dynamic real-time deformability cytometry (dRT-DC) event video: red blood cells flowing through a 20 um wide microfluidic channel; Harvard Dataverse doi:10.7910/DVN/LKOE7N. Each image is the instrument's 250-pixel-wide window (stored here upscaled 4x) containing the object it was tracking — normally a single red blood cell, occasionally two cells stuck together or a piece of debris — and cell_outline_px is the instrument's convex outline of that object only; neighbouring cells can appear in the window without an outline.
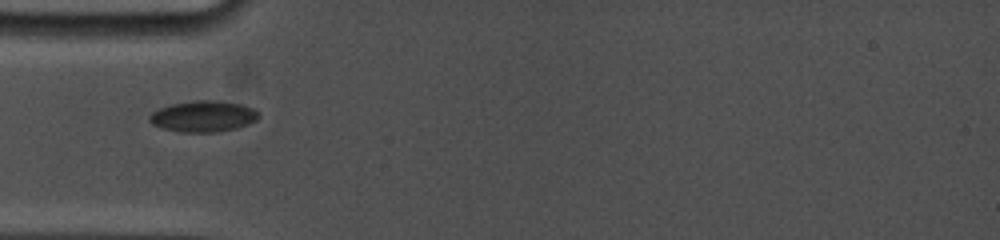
{"species": "common noctule bat (a hibernating species)", "species_latin": "Nyctalus noctula", "temperature_condition": "cold", "stored_images_in_passage": 20, "camera_frame_rate_fps": 5000, "um_per_image_px": 0.085, "animal": {"sex": "female", "body_mass_g": 19.0, "forearm_length_mm": 53.3}, "frame": {"image": 1, "passage_image": 1, "time_ms": 0.0, "image_size_px": [1000, 240], "cell_outline_px": [[260, 116], [256, 120], [248, 124], [236, 128], [220, 132], [180, 132], [164, 128], [152, 124], [148, 120], [148, 116], [152, 112], [160, 108], [172, 104], [196, 100], [220, 100], [240, 104], [252, 108], [260, 112]], "centroid_in_image_um": [17.29, 9.88], "position_along_channel_um": 67.7, "area_um2": 19.88}}
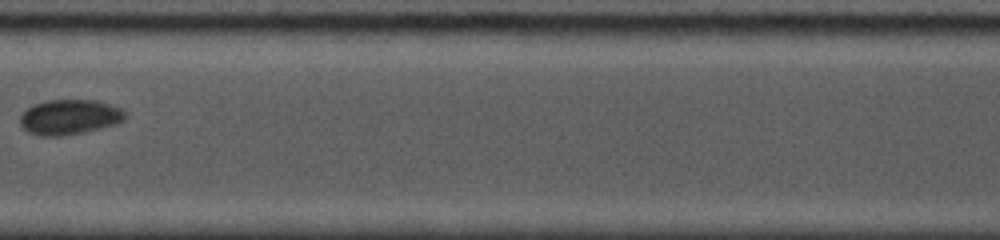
{"frame": {"image": 2, "passage_image": 6, "time_ms": 3.6, "image_size_px": [1000, 240], "cell_outline_px": [[128, 116], [124, 120], [116, 124], [84, 132], [60, 136], [40, 136], [28, 132], [20, 124], [20, 116], [32, 104], [44, 100], [96, 100], [120, 108], [128, 112]], "centroid_in_image_um": [5.92, 9.94], "position_along_channel_um": 201.5, "area_um2": 21.62}}
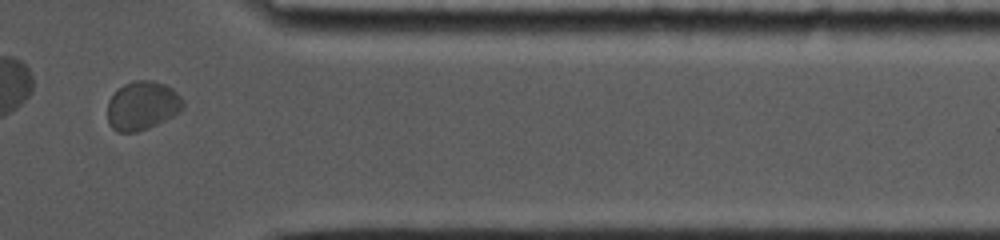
{"frame": {"image": 3, "passage_image": 15, "time_ms": 9.0, "image_size_px": [1000, 240], "cell_outline_px": [[184, 108], [180, 112], [148, 128], [136, 132], [116, 132], [108, 124], [108, 100], [124, 84], [132, 80], [152, 80], [164, 84], [172, 88], [184, 100]], "centroid_in_image_um": [12.1, 8.98], "position_along_channel_um": 399.3, "area_um2": 21.5}}